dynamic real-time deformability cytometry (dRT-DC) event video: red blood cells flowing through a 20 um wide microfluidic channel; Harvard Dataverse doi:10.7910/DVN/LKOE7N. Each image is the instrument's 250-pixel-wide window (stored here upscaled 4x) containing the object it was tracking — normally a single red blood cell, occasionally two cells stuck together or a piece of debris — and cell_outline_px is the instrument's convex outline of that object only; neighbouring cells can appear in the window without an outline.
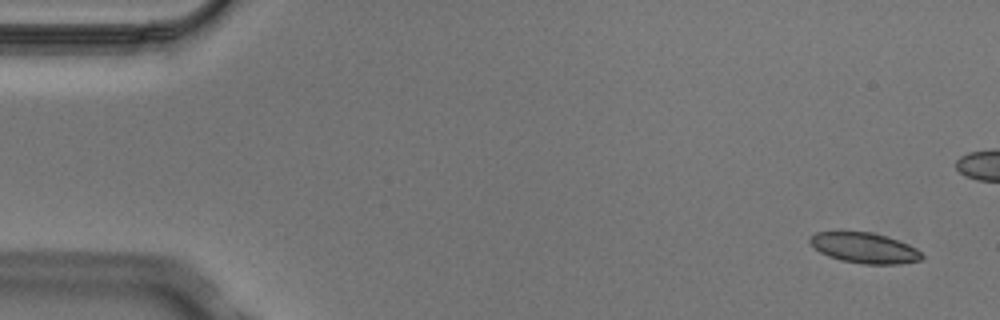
{"species": "Egyptian fruit bat (a non-hibernating species)", "species_latin": "Rousettus aegyptiacus", "temperature_condition": "cold", "stored_images_in_passage": 8, "camera_frame_rate_fps": 3000, "um_per_image_px": 0.085, "animal": {"sex": "male"}, "frame": {"image": 1, "passage_image": 1, "time_ms": 0.0, "image_size_px": [1000, 320], "cell_outline_px": [[924, 260], [900, 264], [864, 264], [840, 260], [828, 256], [820, 252], [808, 240], [816, 232], [872, 232], [888, 236], [908, 244], [916, 248], [924, 256]], "centroid_in_image_um": [73.53, 21.08], "position_along_channel_um": 11.5, "area_um2": 19.88}}
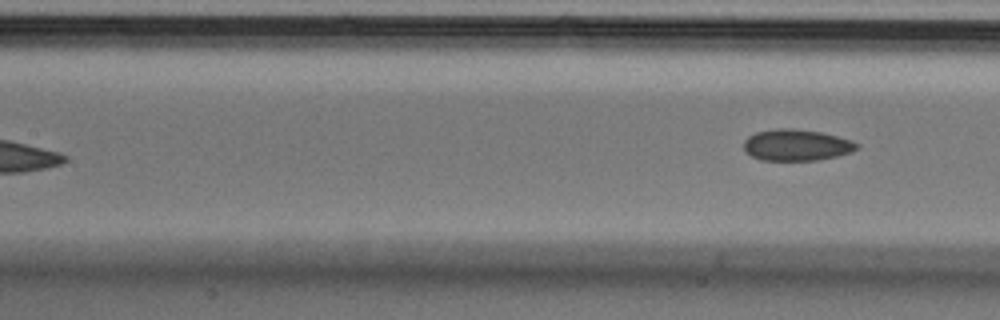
{"frame": {"image": 2, "passage_image": 8, "time_ms": 2.333, "image_size_px": [1000, 320], "cell_outline_px": [[860, 148], [852, 152], [836, 156], [816, 160], [760, 160], [752, 156], [744, 148], [744, 140], [748, 136], [756, 132], [776, 128], [792, 128], [820, 132], [852, 140], [860, 144]], "centroid_in_image_um": [67.72, 12.32], "position_along_channel_um": 139.7, "area_um2": 20.69}}